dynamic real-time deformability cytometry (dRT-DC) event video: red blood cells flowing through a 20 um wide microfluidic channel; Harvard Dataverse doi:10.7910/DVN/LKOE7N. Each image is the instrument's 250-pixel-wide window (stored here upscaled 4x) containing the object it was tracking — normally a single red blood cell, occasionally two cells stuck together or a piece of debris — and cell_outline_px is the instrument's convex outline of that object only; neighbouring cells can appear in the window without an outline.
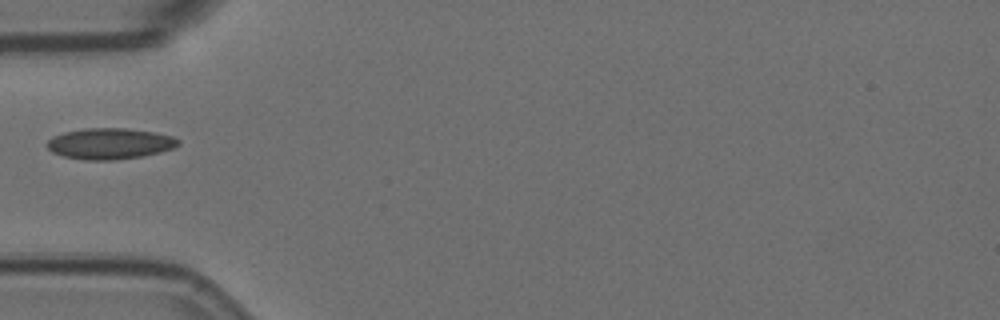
{"species": "Egyptian fruit bat (a non-hibernating species)", "species_latin": "Rousettus aegyptiacus", "temperature_condition": "room temperature", "stored_images_in_passage": 2, "camera_frame_rate_fps": 3000, "um_per_image_px": 0.085, "animal": {"sex": "female"}, "frame": {"image": 1, "passage_image": 2, "time_ms": 0.333, "image_size_px": [1000, 320], "cell_outline_px": [[180, 144], [172, 148], [160, 152], [144, 156], [116, 160], [84, 160], [64, 156], [52, 152], [44, 144], [52, 136], [64, 132], [84, 128], [124, 128], [156, 132], [172, 136], [180, 140]], "centroid_in_image_um": [9.32, 12.21], "position_along_channel_um": 75.7, "area_um2": 23.93}}